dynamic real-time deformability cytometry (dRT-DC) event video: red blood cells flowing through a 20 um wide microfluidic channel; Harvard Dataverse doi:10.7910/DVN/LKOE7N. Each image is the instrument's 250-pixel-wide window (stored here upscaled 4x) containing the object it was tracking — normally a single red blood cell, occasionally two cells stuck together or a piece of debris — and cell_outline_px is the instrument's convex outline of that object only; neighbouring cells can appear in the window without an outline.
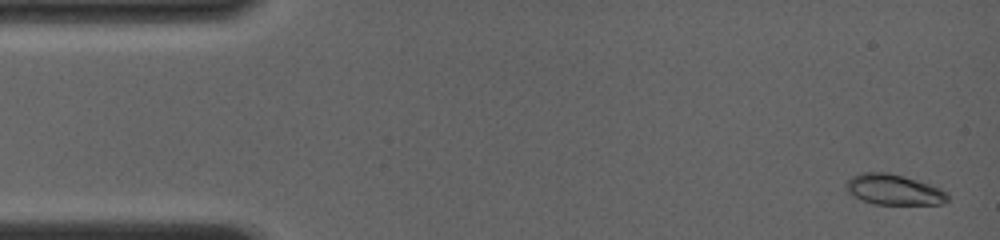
{"species": "common noctule bat (a hibernating species)", "species_latin": "Nyctalus noctula", "temperature_condition": "room temperature", "stored_images_in_passage": 21, "camera_frame_rate_fps": 4000, "um_per_image_px": 0.085, "animal": {"sex": "female", "body_mass_g": 19.0, "forearm_length_mm": 56.7}, "frame": {"image": 1, "passage_image": 1, "time_ms": 0.0, "image_size_px": [1000, 240], "cell_outline_px": [[948, 200], [944, 204], [876, 204], [852, 196], [848, 192], [844, 184], [852, 176], [860, 172], [888, 172], [904, 176], [940, 188], [948, 192]], "centroid_in_image_um": [75.96, 16.11], "position_along_channel_um": 9.0, "area_um2": 18.09}}
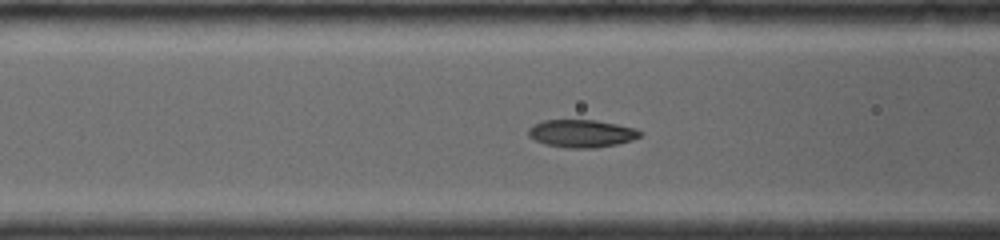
{"frame": {"image": 2, "passage_image": 15, "time_ms": 5.5, "image_size_px": [1000, 240], "cell_outline_px": [[644, 132], [640, 136], [632, 140], [616, 144], [596, 148], [568, 148], [544, 144], [528, 136], [528, 128], [544, 120], [596, 120], [636, 128]], "centroid_in_image_um": [49.45, 11.35], "position_along_channel_um": 117.1, "area_um2": 18.03}}
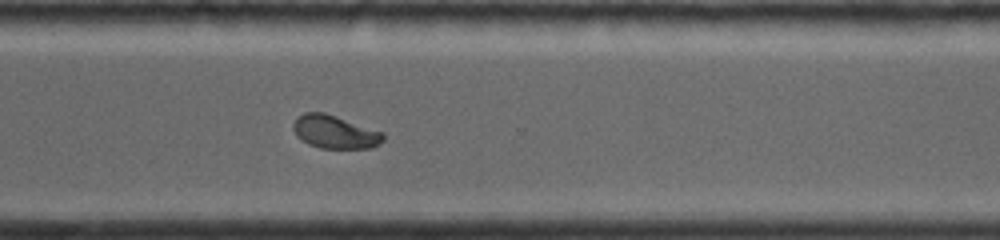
{"frame": {"image": 3, "passage_image": 21, "time_ms": 11.0, "image_size_px": [1000, 240], "cell_outline_px": [[384, 140], [380, 144], [372, 148], [320, 148], [308, 144], [296, 136], [292, 128], [292, 124], [296, 116], [304, 112], [324, 112], [384, 132]], "centroid_in_image_um": [28.44, 11.21], "position_along_channel_um": 342.2, "area_um2": 17.63}}